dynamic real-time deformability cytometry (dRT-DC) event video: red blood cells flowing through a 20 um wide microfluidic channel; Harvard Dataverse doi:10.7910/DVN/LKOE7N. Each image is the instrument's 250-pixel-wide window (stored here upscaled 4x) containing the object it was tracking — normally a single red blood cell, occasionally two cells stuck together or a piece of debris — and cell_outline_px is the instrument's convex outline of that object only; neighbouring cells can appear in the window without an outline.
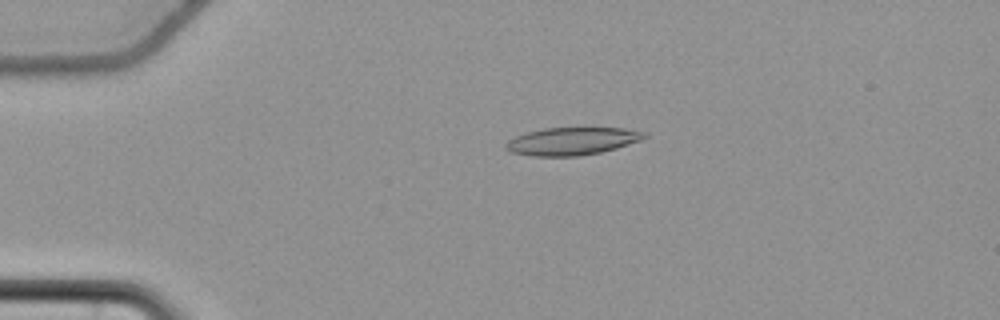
{"species": "common noctule bat (a hibernating species)", "species_latin": "Nyctalus noctula", "temperature_condition": "cold", "stored_images_in_passage": 54, "camera_frame_rate_fps": 3000, "um_per_image_px": 0.085, "animal": {"sex": "female", "body_mass_g": 22.7, "forearm_length_mm": 54.2}, "frame": {"image": 1, "passage_image": 11, "time_ms": 3.333, "image_size_px": [1000, 320], "cell_outline_px": [[648, 136], [640, 140], [616, 148], [600, 152], [576, 156], [532, 156], [508, 152], [504, 148], [504, 144], [508, 140], [516, 136], [528, 132], [544, 128], [624, 128], [648, 132]], "centroid_in_image_um": [48.6, 12.0], "position_along_channel_um": 36.4, "area_um2": 22.37}}
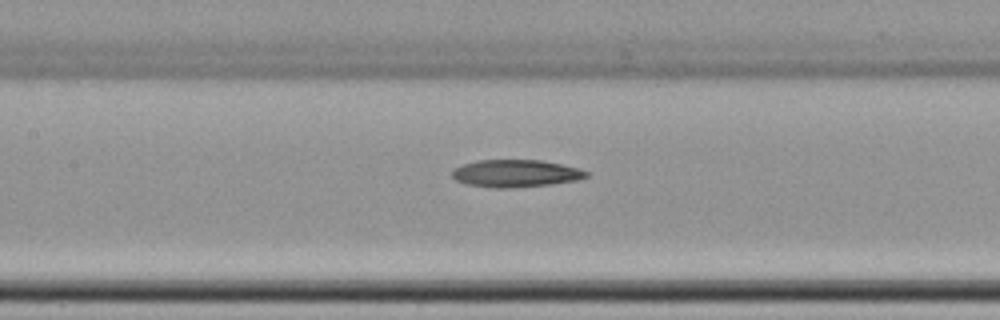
{"frame": {"image": 2, "passage_image": 25, "time_ms": 8.0, "image_size_px": [1000, 320], "cell_outline_px": [[588, 176], [576, 180], [552, 184], [512, 188], [488, 188], [468, 184], [456, 180], [452, 176], [452, 172], [456, 168], [464, 164], [476, 160], [540, 160], [580, 168], [588, 172]], "centroid_in_image_um": [43.84, 14.74], "position_along_channel_um": 163.6, "area_um2": 21.39}}
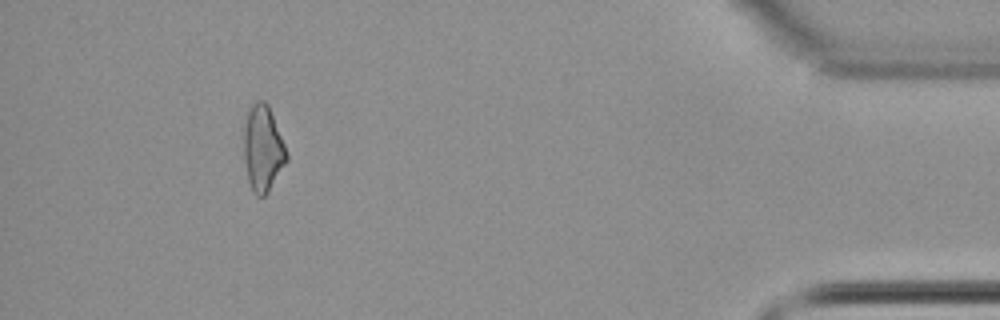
{"frame": {"image": 3, "passage_image": 50, "time_ms": 16.333, "image_size_px": [1000, 320], "cell_outline_px": [[288, 160], [268, 192], [264, 196], [256, 196], [252, 192], [248, 180], [244, 156], [244, 128], [248, 112], [252, 104], [256, 100], [264, 100], [268, 104], [288, 152]], "centroid_in_image_um": [22.35, 12.63], "position_along_channel_um": 412.8, "area_um2": 21.44}}